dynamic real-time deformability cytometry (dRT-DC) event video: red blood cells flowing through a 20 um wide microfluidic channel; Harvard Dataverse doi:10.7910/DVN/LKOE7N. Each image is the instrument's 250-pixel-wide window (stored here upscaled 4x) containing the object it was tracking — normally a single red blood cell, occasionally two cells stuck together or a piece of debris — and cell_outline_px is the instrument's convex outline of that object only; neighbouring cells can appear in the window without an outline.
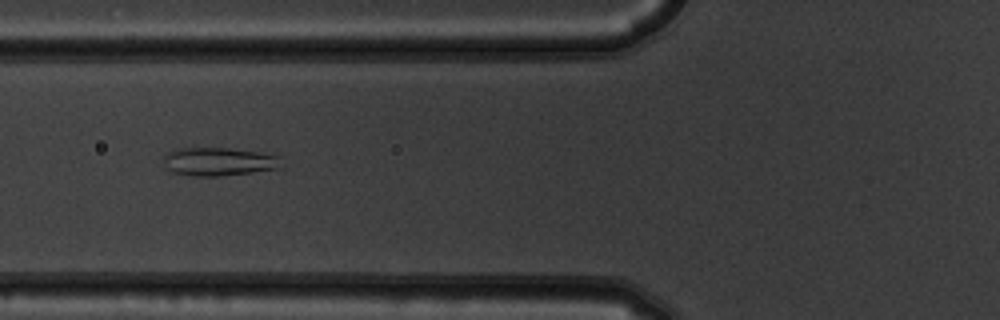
{"species": "common noctule bat (a hibernating species)", "species_latin": "Nyctalus noctula", "temperature_condition": "warm", "stored_images_in_passage": 8, "camera_frame_rate_fps": 3000, "um_per_image_px": 0.085, "animal": {"sex": "male", "body_mass_g": 19.5, "forearm_length_mm": 54.6}, "frame": {"image": 1, "passage_image": 6, "time_ms": 1.667, "image_size_px": [1000, 320], "cell_outline_px": [[280, 168], [252, 172], [220, 176], [196, 176], [172, 172], [164, 168], [164, 156], [168, 152], [176, 148], [228, 148], [256, 152], [280, 156]], "centroid_in_image_um": [18.54, 13.74], "position_along_channel_um": 107.3, "area_um2": 19.36}}